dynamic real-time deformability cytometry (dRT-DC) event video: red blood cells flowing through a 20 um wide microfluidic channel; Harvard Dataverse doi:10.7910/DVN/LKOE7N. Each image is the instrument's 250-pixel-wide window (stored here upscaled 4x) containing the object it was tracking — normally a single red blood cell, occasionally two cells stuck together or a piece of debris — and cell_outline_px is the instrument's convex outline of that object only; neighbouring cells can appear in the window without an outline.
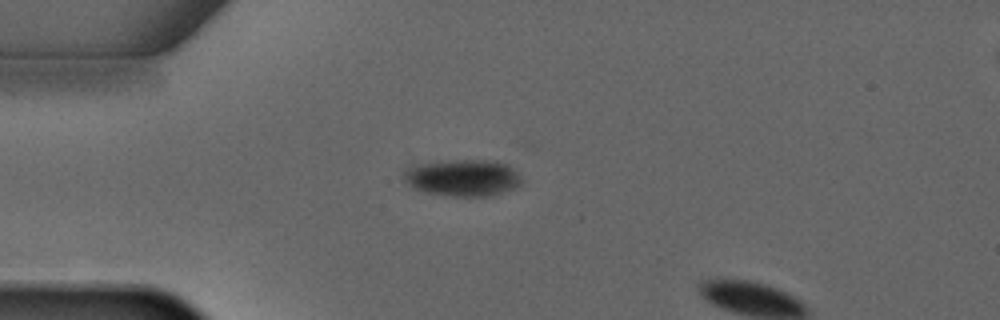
{"species": "common noctule bat (a hibernating species)", "species_latin": "Nyctalus noctula", "temperature_condition": "warm", "stored_images_in_passage": 2, "camera_frame_rate_fps": 3000, "um_per_image_px": 0.085, "animal": {"sex": "male", "forearm_length_mm": 52.5}, "frame": {"image": 1, "passage_image": 1, "time_ms": 0.0, "image_size_px": [1000, 320], "cell_outline_px": [[520, 184], [516, 188], [492, 196], [452, 196], [424, 192], [412, 188], [400, 176], [400, 168], [412, 164], [452, 160], [496, 160], [508, 164], [520, 176]], "centroid_in_image_um": [39.24, 15.1], "position_along_channel_um": 45.8, "area_um2": 25.95}}